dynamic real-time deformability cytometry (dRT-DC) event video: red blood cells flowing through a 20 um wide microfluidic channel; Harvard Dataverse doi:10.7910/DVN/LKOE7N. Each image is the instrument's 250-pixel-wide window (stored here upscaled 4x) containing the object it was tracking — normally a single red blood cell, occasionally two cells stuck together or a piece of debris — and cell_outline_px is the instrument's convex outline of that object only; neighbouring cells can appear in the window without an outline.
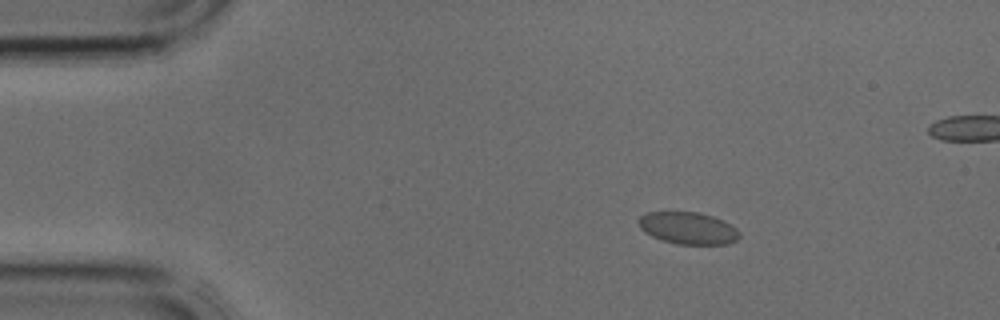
{"species": "common noctule bat (a hibernating species)", "species_latin": "Nyctalus noctula", "temperature_condition": "cold", "stored_images_in_passage": 3, "camera_frame_rate_fps": 3000, "um_per_image_px": 0.085, "animal": {"sex": "male", "body_mass_g": 17.9, "forearm_length_mm": 54.2}, "frame": {"image": 1, "passage_image": 1, "time_ms": 0.0, "image_size_px": [1000, 320], "cell_outline_px": [[740, 236], [736, 240], [728, 244], [676, 244], [660, 240], [644, 232], [640, 228], [640, 216], [648, 212], [700, 212], [724, 220], [736, 228], [740, 232]], "centroid_in_image_um": [58.51, 19.39], "position_along_channel_um": 26.5, "area_um2": 18.9}}